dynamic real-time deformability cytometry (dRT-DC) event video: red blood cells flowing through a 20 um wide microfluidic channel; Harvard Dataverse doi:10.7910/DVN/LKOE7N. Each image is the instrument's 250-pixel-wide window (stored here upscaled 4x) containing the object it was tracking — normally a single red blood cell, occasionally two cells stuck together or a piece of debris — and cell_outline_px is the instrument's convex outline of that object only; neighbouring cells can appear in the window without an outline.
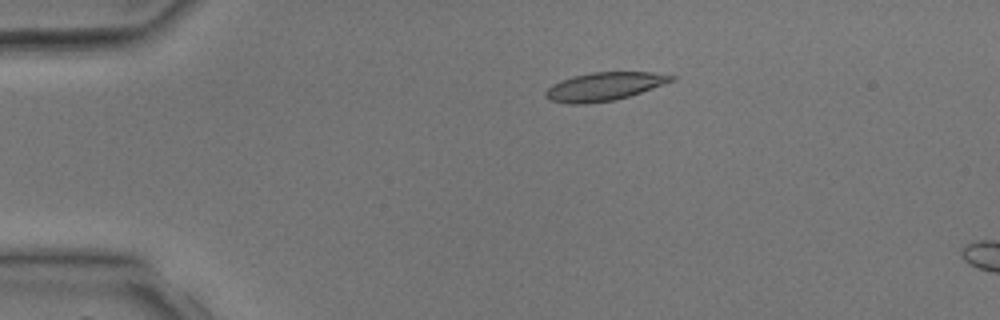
{"species": "common noctule bat (a hibernating species)", "species_latin": "Nyctalus noctula", "temperature_condition": "room temperature", "stored_images_in_passage": 4, "camera_frame_rate_fps": 3000, "um_per_image_px": 0.085, "animal": {"sex": "male", "body_mass_g": 17.9, "forearm_length_mm": 54.2}, "frame": {"image": 1, "passage_image": 3, "time_ms": 2.667, "image_size_px": [1000, 320], "cell_outline_px": [[676, 80], [616, 100], [584, 104], [568, 104], [552, 100], [544, 96], [544, 92], [552, 84], [560, 80], [572, 76], [592, 72], [652, 72], [676, 76]], "centroid_in_image_um": [51.34, 7.35], "position_along_channel_um": 33.7, "area_um2": 20.75}}